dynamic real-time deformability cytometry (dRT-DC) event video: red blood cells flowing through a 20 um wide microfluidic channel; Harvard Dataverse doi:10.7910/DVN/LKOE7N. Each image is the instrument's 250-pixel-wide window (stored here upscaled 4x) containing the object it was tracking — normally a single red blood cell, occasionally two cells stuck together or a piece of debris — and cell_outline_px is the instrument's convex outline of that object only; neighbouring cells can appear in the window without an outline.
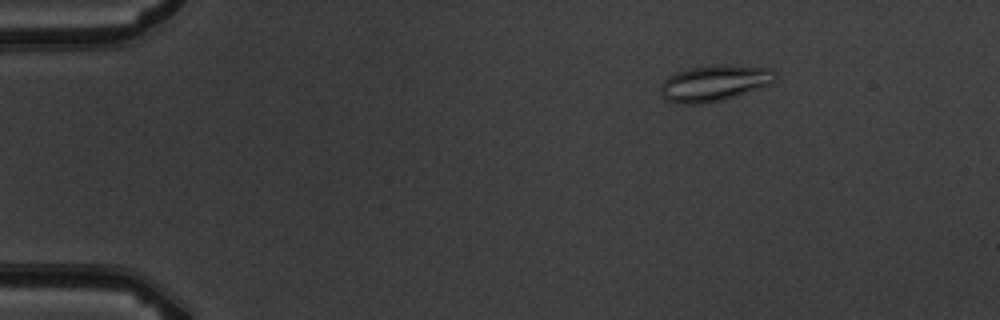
{"species": "common noctule bat (a hibernating species)", "species_latin": "Nyctalus noctula", "temperature_condition": "warm", "stored_images_in_passage": 4, "camera_frame_rate_fps": 3000, "um_per_image_px": 0.085, "animal": {"sex": "male", "body_mass_g": 19.5, "forearm_length_mm": 54.6}, "frame": {"image": 1, "passage_image": 1, "time_ms": 0.0, "image_size_px": [1000, 320], "cell_outline_px": [[776, 80], [772, 84], [720, 100], [704, 104], [684, 104], [668, 100], [660, 92], [660, 84], [668, 76], [676, 72], [692, 68], [716, 64], [724, 64], [772, 68], [776, 72]], "centroid_in_image_um": [60.75, 7.04], "position_along_channel_um": 24.3, "area_um2": 24.04}}
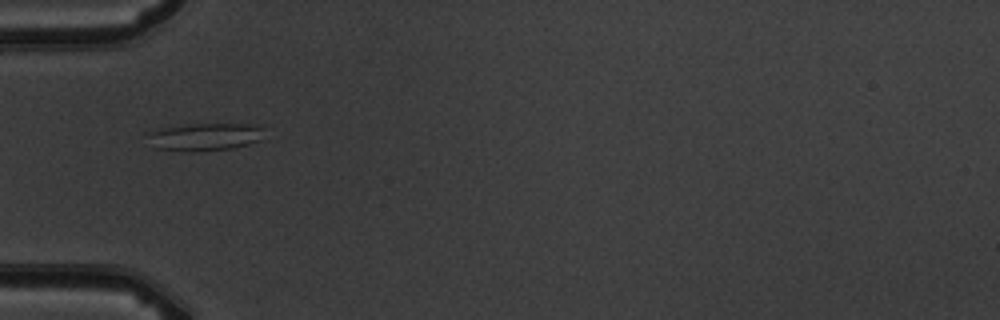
{"frame": {"image": 2, "passage_image": 4, "time_ms": 3.333, "image_size_px": [1000, 320], "cell_outline_px": [[260, 140], [248, 144], [232, 148], [192, 152], [188, 152], [156, 148], [144, 132], [160, 128], [192, 124], [256, 124], [260, 128]], "centroid_in_image_um": [17.34, 11.63], "position_along_channel_um": 67.7, "area_um2": 18.61}}